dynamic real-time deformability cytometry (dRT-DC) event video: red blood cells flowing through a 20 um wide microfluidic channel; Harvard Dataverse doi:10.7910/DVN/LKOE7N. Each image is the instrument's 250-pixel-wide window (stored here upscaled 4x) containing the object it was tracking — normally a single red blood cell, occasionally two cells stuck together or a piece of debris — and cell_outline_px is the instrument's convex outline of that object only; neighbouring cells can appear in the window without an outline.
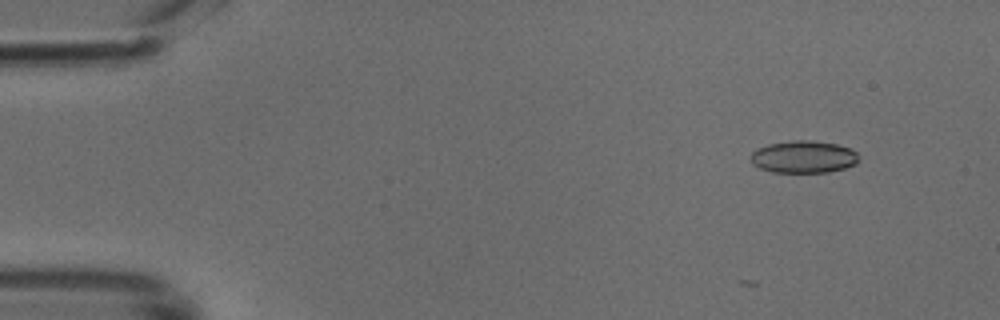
{"species": "common noctule bat (a hibernating species)", "species_latin": "Nyctalus noctula", "temperature_condition": "cold", "stored_images_in_passage": 2, "camera_frame_rate_fps": 3000, "um_per_image_px": 0.085, "animal": {"sex": "male", "body_mass_g": 18.8}, "frame": {"image": 1, "passage_image": 2, "time_ms": 0.333, "image_size_px": [1000, 320], "cell_outline_px": [[856, 164], [844, 168], [828, 172], [772, 172], [760, 168], [752, 164], [748, 156], [756, 148], [768, 144], [792, 140], [812, 140], [836, 144], [848, 148], [856, 152]], "centroid_in_image_um": [68.22, 13.33], "position_along_channel_um": 16.8, "area_um2": 20.35}}